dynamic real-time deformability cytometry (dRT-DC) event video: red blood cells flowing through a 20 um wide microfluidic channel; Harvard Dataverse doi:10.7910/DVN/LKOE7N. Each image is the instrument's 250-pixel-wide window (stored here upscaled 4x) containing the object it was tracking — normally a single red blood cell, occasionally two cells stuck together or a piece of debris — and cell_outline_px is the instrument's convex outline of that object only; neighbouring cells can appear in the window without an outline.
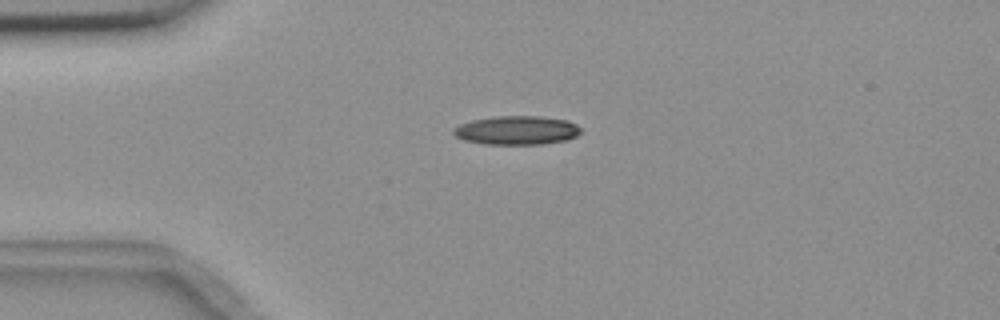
{"species": "common noctule bat (a hibernating species)", "species_latin": "Nyctalus noctula", "temperature_condition": "room temperature", "stored_images_in_passage": 4, "camera_frame_rate_fps": 3000, "um_per_image_px": 0.085, "animal": {"sex": "female", "body_mass_g": 18.4}, "frame": {"image": 1, "passage_image": 3, "time_ms": 2.333, "image_size_px": [1000, 320], "cell_outline_px": [[580, 132], [576, 136], [568, 140], [540, 144], [484, 144], [464, 140], [456, 136], [452, 132], [452, 128], [460, 124], [472, 120], [496, 116], [540, 116], [568, 120], [576, 124], [580, 128]], "centroid_in_image_um": [43.92, 11.07], "position_along_channel_um": 41.1, "area_um2": 21.44}}